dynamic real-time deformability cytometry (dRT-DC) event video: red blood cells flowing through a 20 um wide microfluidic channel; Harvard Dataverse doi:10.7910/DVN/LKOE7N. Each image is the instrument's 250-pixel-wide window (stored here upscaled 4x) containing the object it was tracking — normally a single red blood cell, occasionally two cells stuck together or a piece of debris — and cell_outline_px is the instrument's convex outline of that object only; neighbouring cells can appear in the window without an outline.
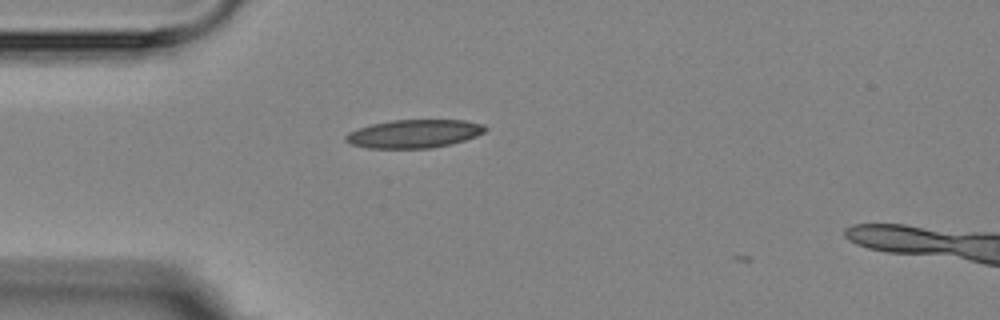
{"species": "Egyptian fruit bat (a non-hibernating species)", "species_latin": "Rousettus aegyptiacus", "temperature_condition": "room temperature", "stored_images_in_passage": 2, "camera_frame_rate_fps": 3000, "um_per_image_px": 0.085, "animal": {"sex": "female"}, "frame": {"image": 1, "passage_image": 1, "time_ms": 0.0, "image_size_px": [1000, 320], "cell_outline_px": [[488, 128], [484, 132], [476, 136], [452, 144], [432, 148], [368, 148], [348, 144], [344, 140], [344, 136], [348, 132], [372, 124], [392, 120], [468, 120], [484, 124]], "centroid_in_image_um": [35.2, 11.37], "position_along_channel_um": 49.8, "area_um2": 23.18}}